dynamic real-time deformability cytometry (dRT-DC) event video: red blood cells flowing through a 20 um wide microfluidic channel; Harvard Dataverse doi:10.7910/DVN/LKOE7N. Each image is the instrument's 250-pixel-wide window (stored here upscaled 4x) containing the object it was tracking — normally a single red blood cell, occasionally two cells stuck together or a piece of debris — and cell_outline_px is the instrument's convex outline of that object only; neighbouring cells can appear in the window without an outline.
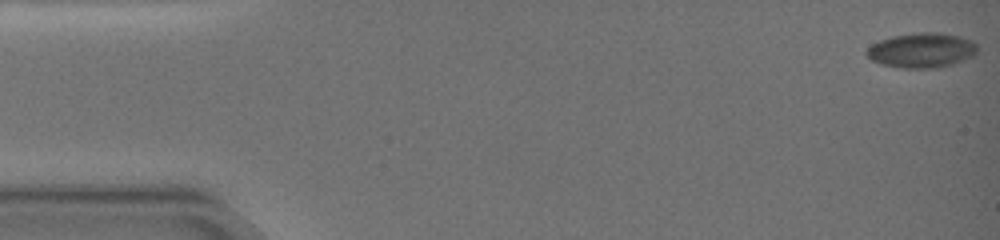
{"species": "common noctule bat (a hibernating species)", "species_latin": "Nyctalus noctula", "temperature_condition": "warm", "stored_images_in_passage": 74, "camera_frame_rate_fps": 3000, "um_per_image_px": 0.085, "animal": {"sex": "female", "body_mass_g": 19.0, "forearm_length_mm": 51.5}, "frame": {"image": 1, "passage_image": 1, "time_ms": 0.0, "image_size_px": [1000, 240], "cell_outline_px": [[976, 52], [972, 56], [964, 60], [952, 64], [936, 68], [900, 68], [880, 64], [872, 60], [864, 52], [872, 44], [880, 40], [892, 36], [920, 32], [940, 32], [960, 36], [972, 40], [976, 44]], "centroid_in_image_um": [78.33, 4.27], "position_along_channel_um": 6.7, "area_um2": 22.54}}
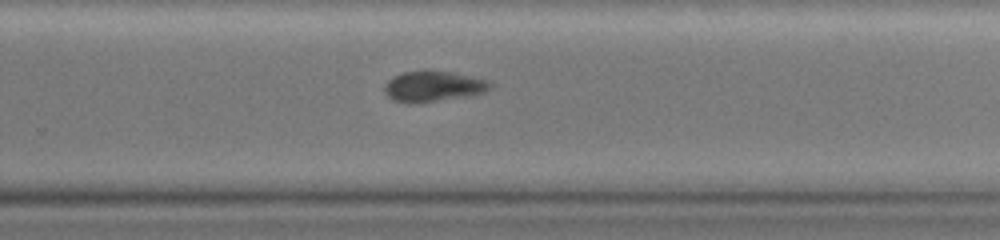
{"frame": {"image": 2, "passage_image": 59, "time_ms": 12.333, "image_size_px": [1000, 240], "cell_outline_px": [[492, 88], [484, 92], [468, 96], [416, 104], [408, 104], [392, 100], [384, 92], [384, 84], [392, 76], [404, 72], [424, 68], [472, 76], [488, 80], [492, 84]], "centroid_in_image_um": [36.78, 7.33], "position_along_channel_um": 293.0, "area_um2": 19.48}}
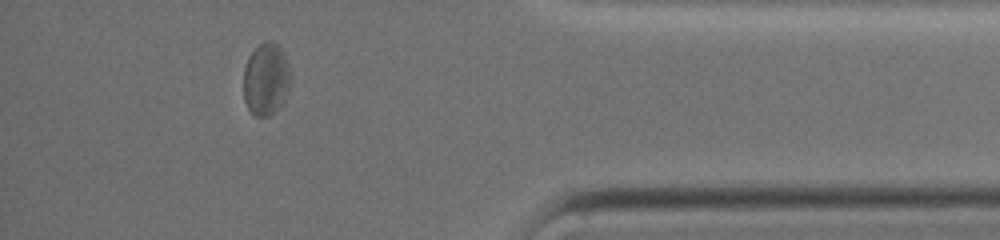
{"frame": {"image": 3, "passage_image": 69, "time_ms": 16.333, "image_size_px": [1000, 240], "cell_outline_px": [[292, 80], [284, 104], [280, 108], [268, 116], [252, 116], [244, 100], [244, 68], [248, 56], [264, 40], [272, 40], [280, 48], [288, 64], [292, 76]], "centroid_in_image_um": [22.63, 6.76], "position_along_channel_um": 412.6, "area_um2": 20.29}, "authors_computed_cell_mechanics": {"area_um2": 21.1837, "velocity_mm_per_s": 3.4949, "shape_relaxation_time_tau1_ms": null, "shape_relaxation_time_tau2_ms": 4.5931, "deformation_change_tau1": null, "deformation_change_tau2": 0.075}}